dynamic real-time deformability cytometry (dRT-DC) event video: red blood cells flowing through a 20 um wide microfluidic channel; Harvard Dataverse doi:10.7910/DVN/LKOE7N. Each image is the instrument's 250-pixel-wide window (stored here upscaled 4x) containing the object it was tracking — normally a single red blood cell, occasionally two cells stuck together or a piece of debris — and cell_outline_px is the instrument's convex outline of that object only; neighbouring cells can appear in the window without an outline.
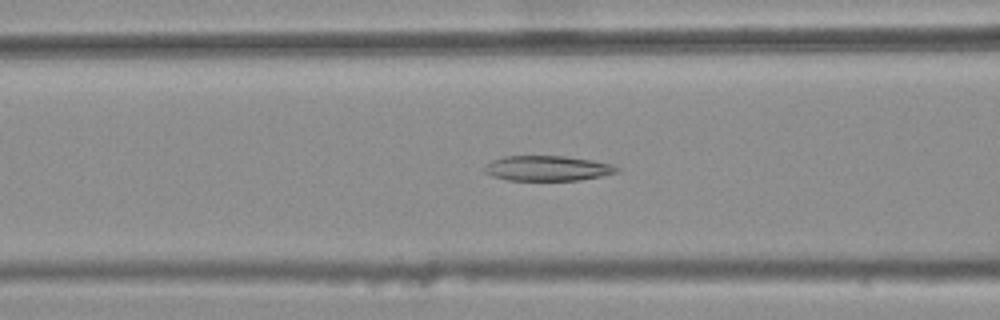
{"species": "common noctule bat (a hibernating species)", "species_latin": "Nyctalus noctula", "temperature_condition": "warm", "stored_images_in_passage": 31, "camera_frame_rate_fps": 3000, "um_per_image_px": 0.085, "animal": {"sex": "female", "body_mass_g": 25.1}, "frame": {"image": 1, "passage_image": 9, "time_ms": 2.667, "image_size_px": [1000, 320], "cell_outline_px": [[620, 168], [616, 172], [600, 176], [580, 180], [508, 180], [492, 176], [484, 172], [480, 168], [492, 160], [504, 156], [564, 156], [592, 160], [612, 164]], "centroid_in_image_um": [46.48, 14.3], "position_along_channel_um": 120.1, "area_um2": 19.42}}
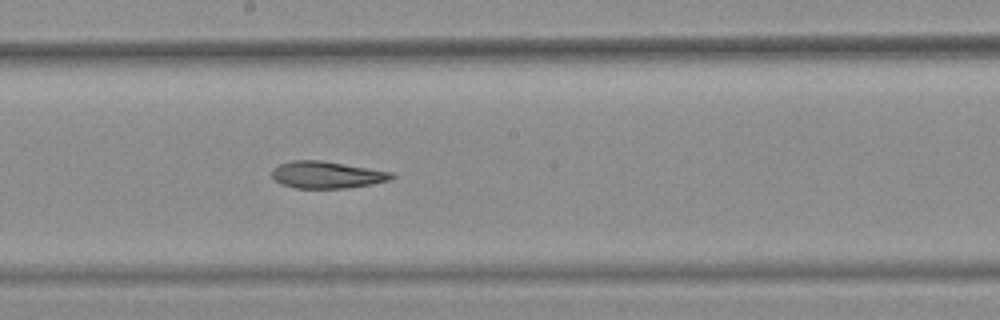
{"frame": {"image": 2, "passage_image": 17, "time_ms": 5.333, "image_size_px": [1000, 320], "cell_outline_px": [[396, 176], [388, 180], [372, 184], [348, 188], [296, 188], [284, 184], [276, 180], [272, 176], [272, 168], [280, 164], [292, 160], [320, 160], [392, 172]], "centroid_in_image_um": [27.78, 14.86], "position_along_channel_um": 220.4, "area_um2": 18.61}}
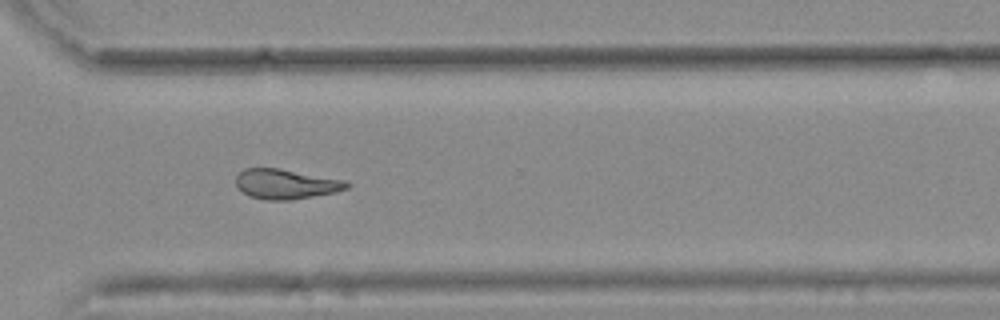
{"frame": {"image": 3, "passage_image": 27, "time_ms": 8.667, "image_size_px": [1000, 320], "cell_outline_px": [[352, 184], [348, 188], [336, 192], [292, 200], [264, 200], [252, 196], [244, 192], [236, 184], [236, 176], [244, 168], [280, 168], [344, 180]], "centroid_in_image_um": [24.33, 15.64], "position_along_channel_um": 346.3, "area_um2": 19.25}, "authors_computed_cell_mechanics": {"area_um2": 19.4208, "velocity_mm_per_s": 3.7659, "shape_relaxation_time_tau1_ms": null, "shape_relaxation_time_tau2_ms": 8.167, "deformation_change_tau1": null, "deformation_change_tau2": 0.1824}}